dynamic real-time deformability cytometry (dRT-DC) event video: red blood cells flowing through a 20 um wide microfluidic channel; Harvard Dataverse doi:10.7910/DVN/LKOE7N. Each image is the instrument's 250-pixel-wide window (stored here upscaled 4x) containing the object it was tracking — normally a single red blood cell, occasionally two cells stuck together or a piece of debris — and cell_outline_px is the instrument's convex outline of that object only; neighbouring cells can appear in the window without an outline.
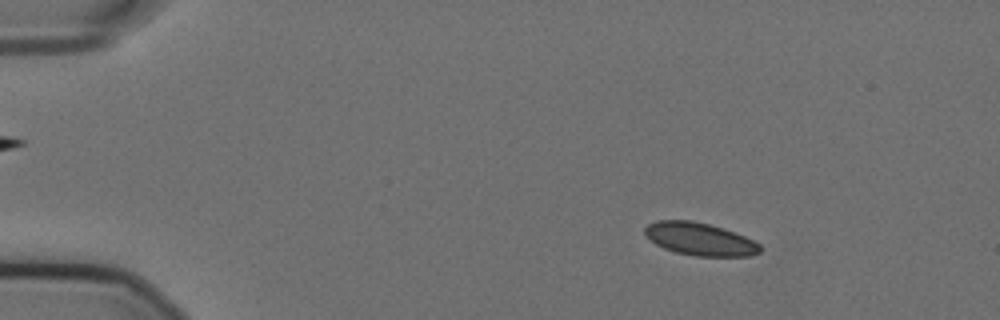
{"species": "Egyptian fruit bat (a non-hibernating species)", "species_latin": "Rousettus aegyptiacus", "temperature_condition": "cold", "stored_images_in_passage": 57, "camera_frame_rate_fps": 3000, "um_per_image_px": 0.085, "animal": {"sex": "female"}, "frame": {"image": 1, "passage_image": 9, "time_ms": 2.667, "image_size_px": [1000, 320], "cell_outline_px": [[760, 252], [748, 256], [696, 256], [676, 252], [664, 248], [656, 244], [644, 232], [644, 228], [648, 224], [656, 220], [692, 220], [708, 224], [744, 236], [760, 244]], "centroid_in_image_um": [59.46, 20.32], "position_along_channel_um": 25.5, "area_um2": 21.62}}
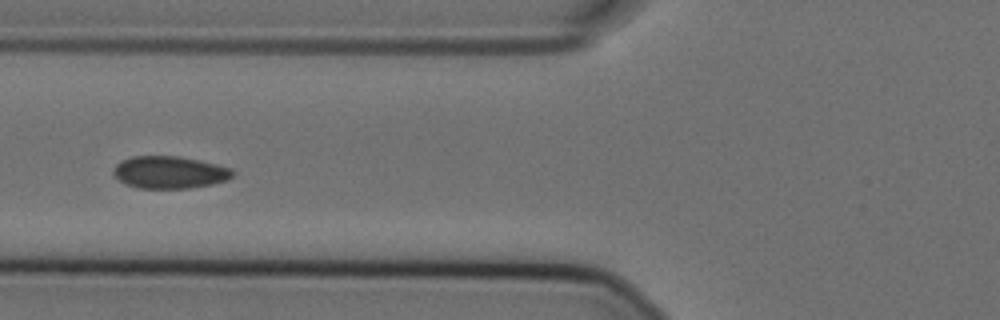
{"frame": {"image": 2, "passage_image": 23, "time_ms": 7.333, "image_size_px": [1000, 320], "cell_outline_px": [[236, 172], [228, 180], [212, 184], [188, 188], [140, 188], [124, 184], [112, 172], [112, 168], [120, 160], [132, 156], [180, 156], [216, 164], [232, 168]], "centroid_in_image_um": [14.41, 14.64], "position_along_channel_um": 111.4, "area_um2": 22.6}}
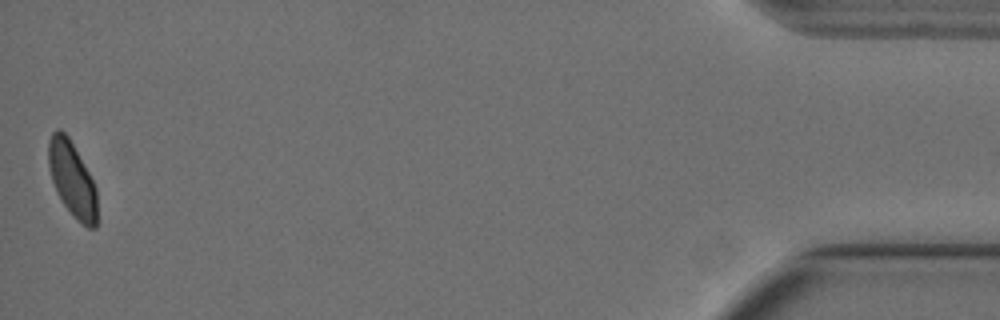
{"frame": {"image": 3, "passage_image": 57, "time_ms": 18.667, "image_size_px": [1000, 320], "cell_outline_px": [[96, 228], [88, 228], [76, 220], [64, 204], [56, 192], [52, 180], [48, 164], [48, 140], [52, 132], [56, 128], [60, 128], [68, 136], [88, 172], [96, 188]], "centroid_in_image_um": [6.1, 15.22], "position_along_channel_um": 429.1, "area_um2": 21.1}, "authors_computed_cell_mechanics": {"area_um2": 22.4842, "velocity_mm_per_s": 3.5676, "shape_relaxation_time_tau1_ms": 11.2293, "shape_relaxation_time_tau2_ms": null, "deformation_change_tau1": 0.1174, "deformation_change_tau2": null}}